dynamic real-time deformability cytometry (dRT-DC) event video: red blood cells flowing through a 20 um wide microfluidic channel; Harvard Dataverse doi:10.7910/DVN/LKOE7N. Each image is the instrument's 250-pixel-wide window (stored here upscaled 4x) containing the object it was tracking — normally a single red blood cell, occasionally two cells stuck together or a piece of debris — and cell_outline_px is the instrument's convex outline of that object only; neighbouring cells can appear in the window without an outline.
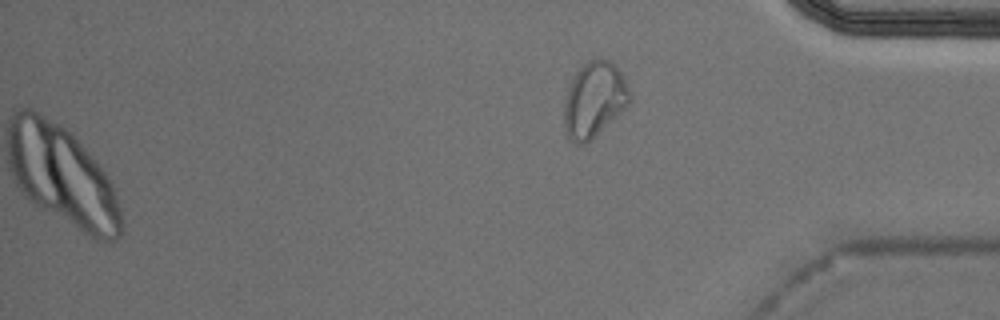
{"species": "Egyptian fruit bat (a non-hibernating species)", "species_latin": "Rousettus aegyptiacus", "temperature_condition": "cold", "stored_images_in_passage": 45, "camera_frame_rate_fps": 3000, "um_per_image_px": 0.085, "animal": {"sex": "male"}, "frame": {"image": 1, "passage_image": 45, "time_ms": 14.667, "image_size_px": [1000, 320], "cell_outline_px": [[632, 100], [616, 116], [584, 144], [576, 144], [568, 136], [564, 128], [564, 100], [568, 88], [576, 72], [588, 60], [600, 56], [608, 60], [620, 72], [632, 96]], "centroid_in_image_um": [50.49, 8.44], "position_along_channel_um": 384.7, "area_um2": 28.32}}